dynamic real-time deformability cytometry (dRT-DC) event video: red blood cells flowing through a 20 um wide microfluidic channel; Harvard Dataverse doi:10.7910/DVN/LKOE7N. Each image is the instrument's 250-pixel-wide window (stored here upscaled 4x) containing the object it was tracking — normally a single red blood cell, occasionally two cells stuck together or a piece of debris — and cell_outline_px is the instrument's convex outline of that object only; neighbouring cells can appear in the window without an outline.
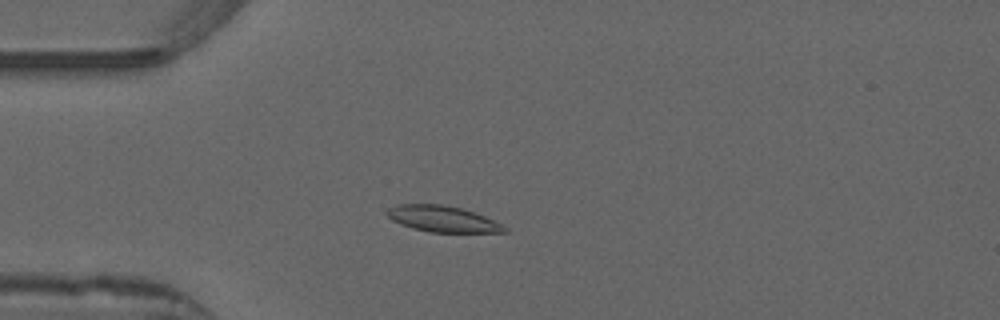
{"species": "common noctule bat (a hibernating species)", "species_latin": "Nyctalus noctula", "temperature_condition": "warm", "stored_images_in_passage": 30, "camera_frame_rate_fps": 3000, "um_per_image_px": 0.085, "animal": {"sex": "male", "forearm_length_mm": 52.5}, "frame": {"image": 1, "passage_image": 10, "time_ms": 3.0, "image_size_px": [1000, 320], "cell_outline_px": [[508, 232], [432, 232], [412, 228], [400, 224], [392, 220], [388, 216], [388, 208], [396, 204], [440, 204], [460, 208], [484, 216], [508, 228]], "centroid_in_image_um": [37.59, 18.61], "position_along_channel_um": 47.4, "area_um2": 17.57}}
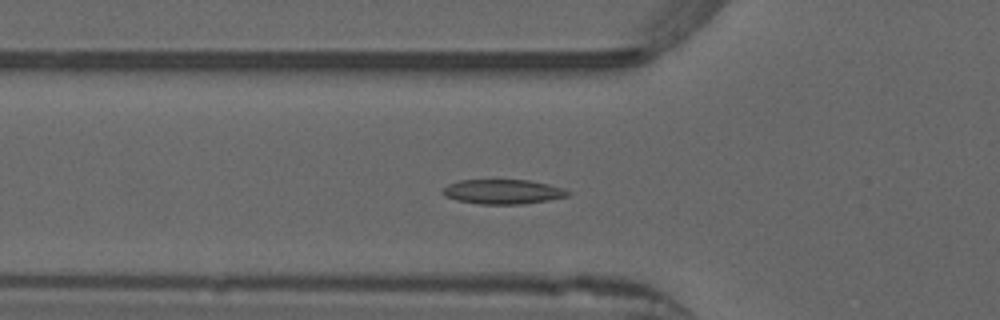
{"frame": {"image": 2, "passage_image": 14, "time_ms": 4.333, "image_size_px": [1000, 320], "cell_outline_px": [[572, 192], [568, 196], [548, 200], [520, 204], [480, 204], [456, 200], [444, 196], [440, 192], [448, 184], [460, 180], [528, 180], [548, 184], [564, 188]], "centroid_in_image_um": [42.73, 16.29], "position_along_channel_um": 83.1, "area_um2": 17.98}}
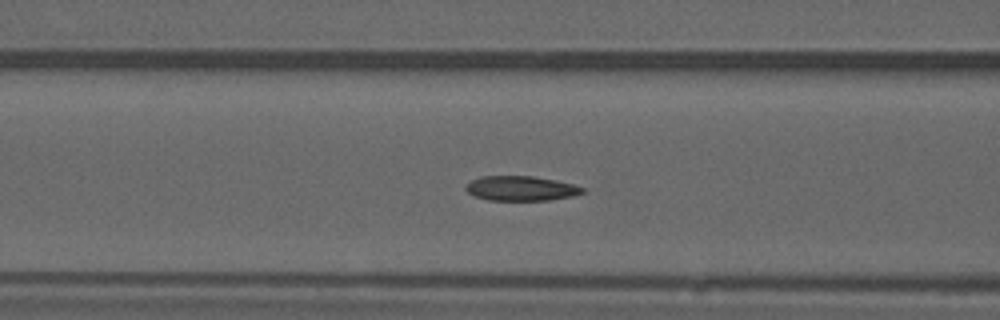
{"frame": {"image": 3, "passage_image": 17, "time_ms": 5.333, "image_size_px": [1000, 320], "cell_outline_px": [[584, 192], [572, 196], [552, 200], [488, 200], [472, 196], [464, 188], [464, 184], [480, 176], [532, 176], [556, 180], [572, 184], [584, 188]], "centroid_in_image_um": [44.23, 16.01], "position_along_channel_um": 122.4, "area_um2": 16.94}}